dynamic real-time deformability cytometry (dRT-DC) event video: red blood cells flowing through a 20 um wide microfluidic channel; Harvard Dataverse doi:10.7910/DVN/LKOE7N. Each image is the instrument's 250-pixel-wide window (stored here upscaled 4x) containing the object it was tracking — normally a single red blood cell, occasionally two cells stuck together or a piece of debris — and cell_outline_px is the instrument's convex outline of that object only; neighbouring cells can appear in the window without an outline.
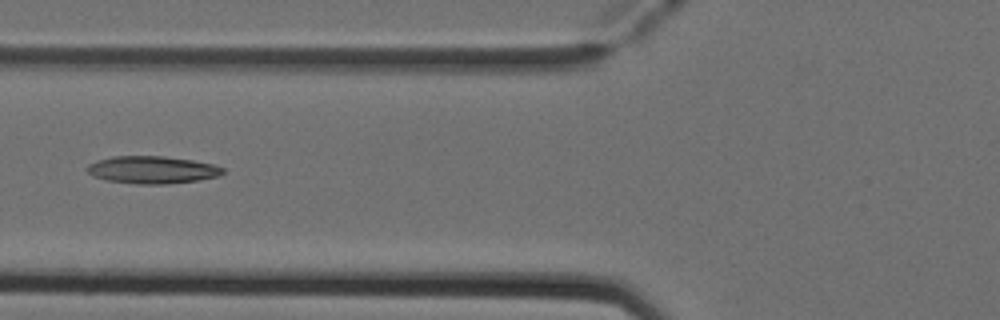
{"species": "Egyptian fruit bat (a non-hibernating species)", "species_latin": "Rousettus aegyptiacus", "temperature_condition": "cold", "stored_images_in_passage": 7, "camera_frame_rate_fps": 3000, "um_per_image_px": 0.085, "animal": {"sex": "female"}, "frame": {"image": 1, "passage_image": 6, "time_ms": 1.667, "image_size_px": [1000, 320], "cell_outline_px": [[224, 172], [220, 176], [200, 180], [168, 184], [136, 184], [108, 180], [92, 176], [84, 168], [88, 164], [96, 160], [112, 156], [164, 156], [192, 160], [212, 164], [224, 168]], "centroid_in_image_um": [12.92, 14.43], "position_along_channel_um": 112.9, "area_um2": 21.91}}
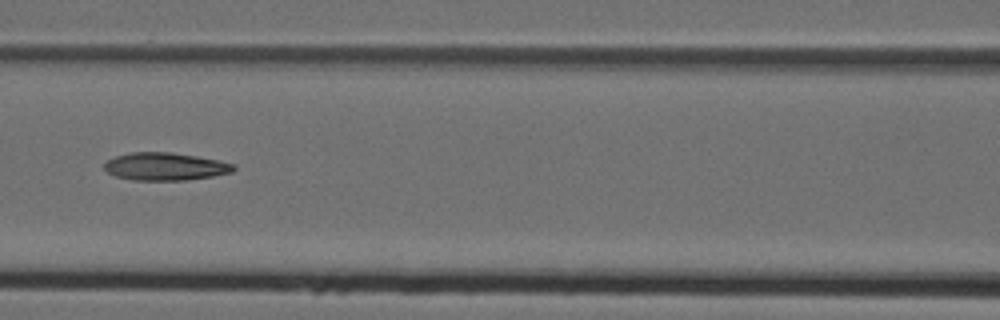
{"frame": {"image": 2, "passage_image": 7, "time_ms": 2.0, "image_size_px": [1000, 320], "cell_outline_px": [[236, 168], [232, 172], [212, 176], [184, 180], [132, 180], [116, 176], [108, 172], [104, 168], [104, 164], [108, 160], [116, 156], [132, 152], [172, 152], [196, 156], [236, 164]], "centroid_in_image_um": [14.05, 14.15], "position_along_channel_um": 152.6, "area_um2": 20.75}}